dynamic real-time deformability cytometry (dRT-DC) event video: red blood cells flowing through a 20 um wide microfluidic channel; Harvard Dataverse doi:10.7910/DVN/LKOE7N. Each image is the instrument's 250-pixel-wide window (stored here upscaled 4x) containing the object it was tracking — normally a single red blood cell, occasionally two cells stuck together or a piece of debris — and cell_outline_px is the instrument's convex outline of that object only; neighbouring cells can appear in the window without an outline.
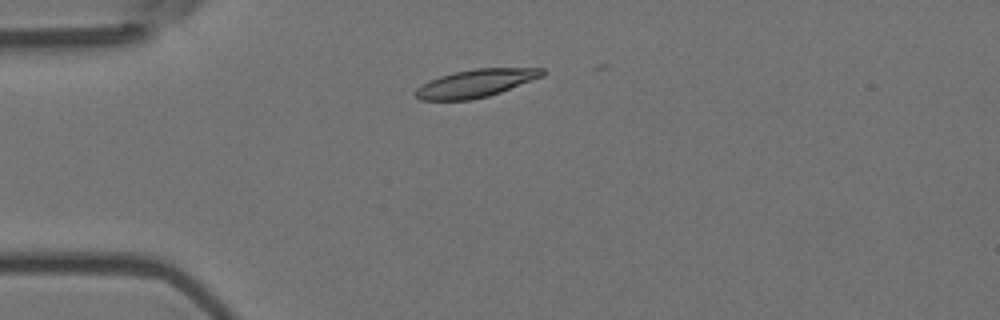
{"species": "Egyptian fruit bat (a non-hibernating species)", "species_latin": "Rousettus aegyptiacus", "temperature_condition": "room temperature", "stored_images_in_passage": 5, "camera_frame_rate_fps": 3000, "um_per_image_px": 0.085, "animal": {"sex": "female"}, "frame": {"image": 1, "passage_image": 3, "time_ms": 0.667, "image_size_px": [1000, 320], "cell_outline_px": [[548, 72], [544, 76], [500, 92], [488, 96], [472, 100], [420, 100], [416, 96], [416, 88], [440, 76], [452, 72], [476, 68], [544, 68]], "centroid_in_image_um": [40.49, 7.07], "position_along_channel_um": 44.5, "area_um2": 20.52}}
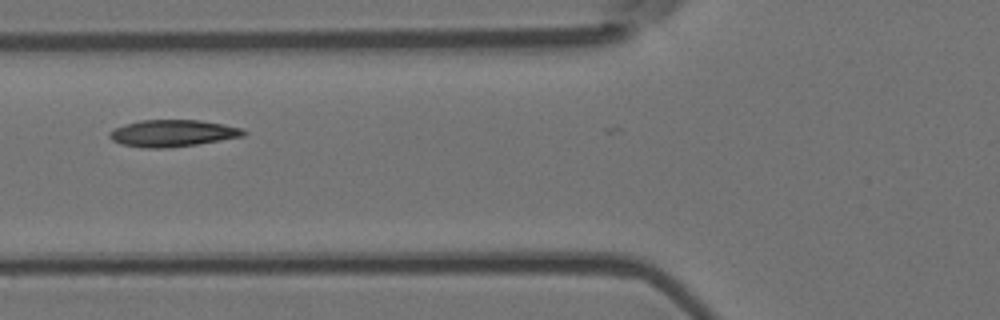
{"frame": {"image": 2, "passage_image": 5, "time_ms": 1.333, "image_size_px": [1000, 320], "cell_outline_px": [[248, 132], [244, 136], [196, 144], [168, 148], [140, 148], [120, 144], [112, 140], [108, 136], [108, 132], [112, 128], [124, 124], [140, 120], [200, 120], [224, 124], [244, 128]], "centroid_in_image_um": [14.64, 11.32], "position_along_channel_um": 111.2, "area_um2": 21.27}}